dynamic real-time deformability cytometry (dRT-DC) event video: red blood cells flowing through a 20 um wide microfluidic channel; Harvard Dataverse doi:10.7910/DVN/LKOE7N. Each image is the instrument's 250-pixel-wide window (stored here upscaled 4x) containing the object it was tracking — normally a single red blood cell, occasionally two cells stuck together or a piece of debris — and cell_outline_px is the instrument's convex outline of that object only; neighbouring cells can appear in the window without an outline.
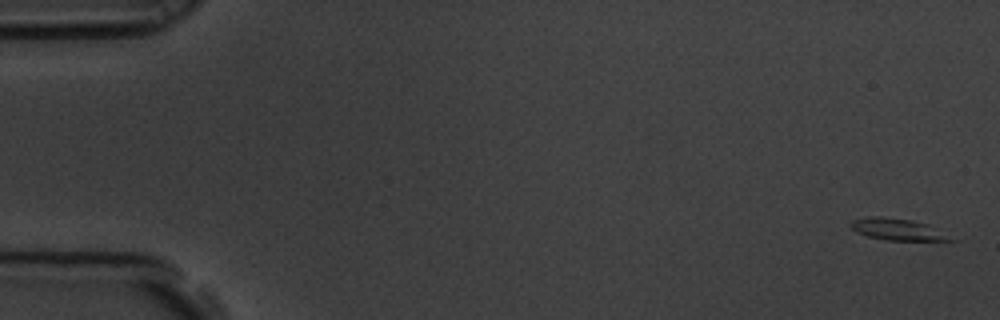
{"species": "common noctule bat (a hibernating species)", "species_latin": "Nyctalus noctula", "temperature_condition": "room temperature", "stored_images_in_passage": 6, "camera_frame_rate_fps": 3000, "um_per_image_px": 0.085, "animal": {"sex": "male", "body_mass_g": 19.5, "forearm_length_mm": 54.6}, "frame": {"image": 1, "passage_image": 1, "time_ms": 0.0, "image_size_px": [1000, 320], "cell_outline_px": [[960, 240], [884, 240], [868, 236], [856, 232], [848, 224], [852, 220], [872, 216], [880, 216], [912, 220], [928, 224]], "centroid_in_image_um": [76.3, 19.49], "position_along_channel_um": 8.7, "area_um2": 12.66}}
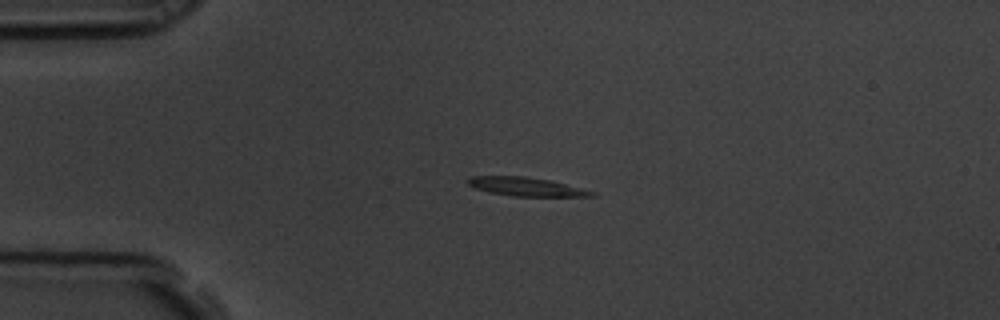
{"frame": {"image": 2, "passage_image": 4, "time_ms": 1.0, "image_size_px": [1000, 320], "cell_outline_px": [[596, 196], [512, 196], [488, 192], [476, 188], [468, 184], [464, 180], [468, 176], [524, 176], [548, 180], [596, 192]], "centroid_in_image_um": [44.63, 15.86], "position_along_channel_um": 40.4, "area_um2": 13.35}}
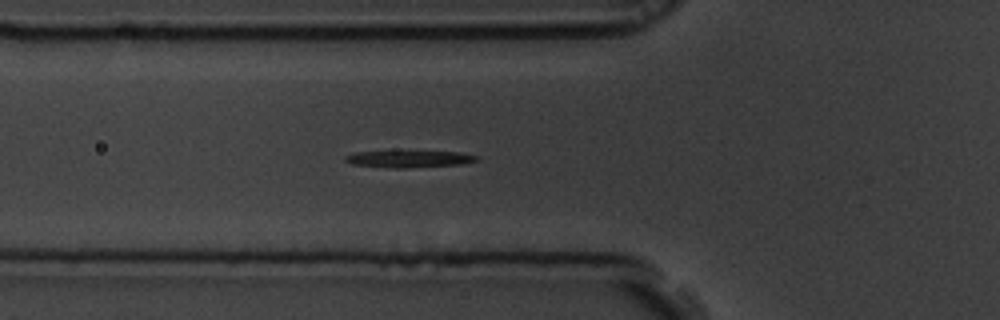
{"frame": {"image": 3, "passage_image": 6, "time_ms": 1.667, "image_size_px": [1000, 320], "cell_outline_px": [[480, 160], [464, 164], [404, 168], [392, 168], [352, 164], [344, 160], [344, 156], [356, 152], [460, 152], [476, 156]], "centroid_in_image_um": [34.79, 13.52], "position_along_channel_um": 91.0, "area_um2": 12.66}}